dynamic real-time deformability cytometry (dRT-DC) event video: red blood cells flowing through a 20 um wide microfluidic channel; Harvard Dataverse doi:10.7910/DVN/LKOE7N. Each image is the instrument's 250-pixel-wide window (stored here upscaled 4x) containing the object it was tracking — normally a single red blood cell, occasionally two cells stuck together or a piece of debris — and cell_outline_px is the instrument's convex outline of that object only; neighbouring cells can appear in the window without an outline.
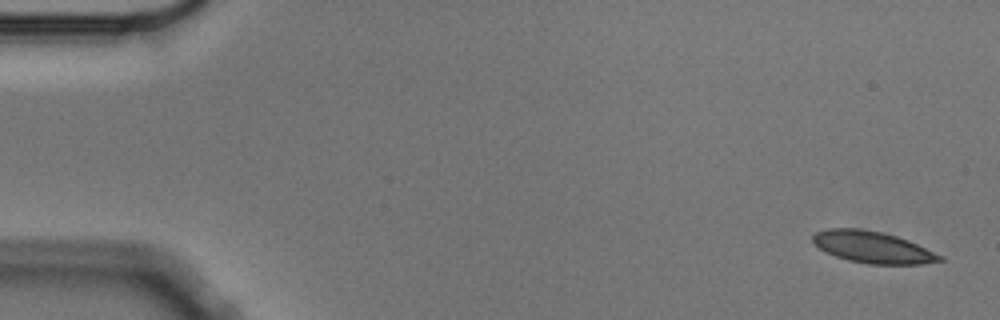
{"species": "Egyptian fruit bat (a non-hibernating species)", "species_latin": "Rousettus aegyptiacus", "temperature_condition": "cold", "stored_images_in_passage": 4, "camera_frame_rate_fps": 3000, "um_per_image_px": 0.085, "animal": {"sex": "male"}, "frame": {"image": 1, "passage_image": 1, "time_ms": 0.0, "image_size_px": [1000, 320], "cell_outline_px": [[944, 260], [924, 264], [868, 264], [848, 260], [824, 252], [812, 240], [812, 236], [816, 232], [828, 228], [860, 228], [884, 232], [908, 240], [944, 256]], "centroid_in_image_um": [74.19, 21.01], "position_along_channel_um": 10.8, "area_um2": 23.52}}
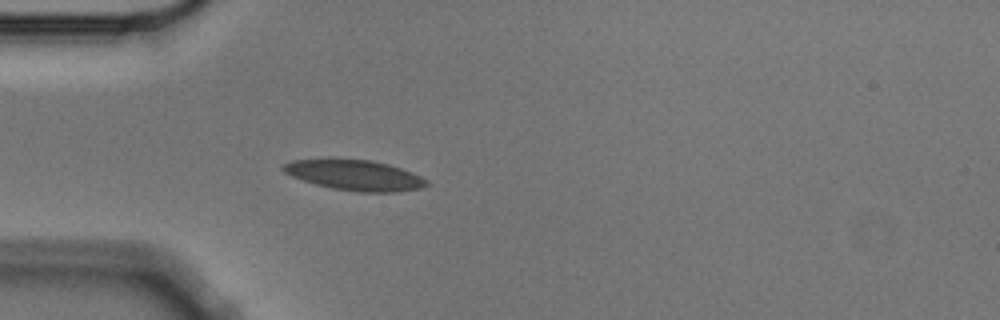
{"frame": {"image": 2, "passage_image": 4, "time_ms": 1.0, "image_size_px": [1000, 320], "cell_outline_px": [[432, 184], [420, 188], [396, 192], [360, 192], [332, 188], [316, 184], [292, 176], [284, 172], [280, 168], [284, 164], [292, 160], [328, 156], [332, 156], [372, 160], [388, 164], [412, 172], [428, 180]], "centroid_in_image_um": [30.12, 14.84], "position_along_channel_um": 54.9, "area_um2": 26.24}}